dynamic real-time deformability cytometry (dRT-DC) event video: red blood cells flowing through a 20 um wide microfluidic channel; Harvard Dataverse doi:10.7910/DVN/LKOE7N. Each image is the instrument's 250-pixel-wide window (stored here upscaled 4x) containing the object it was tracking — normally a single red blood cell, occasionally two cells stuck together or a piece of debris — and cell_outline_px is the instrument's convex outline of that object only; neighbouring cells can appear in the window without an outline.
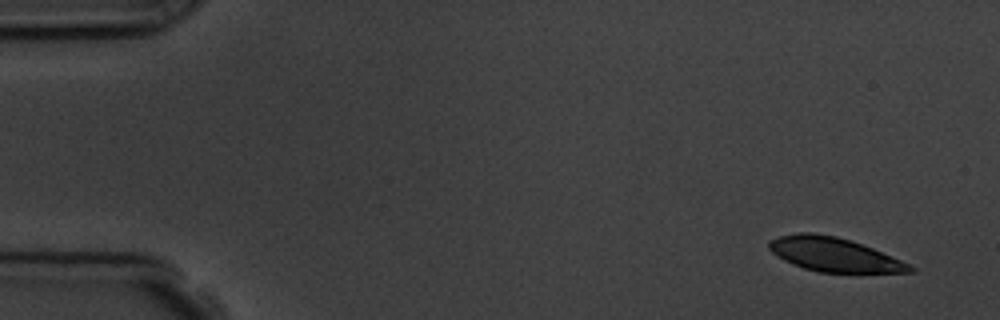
{"species": "common noctule bat (a hibernating species)", "species_latin": "Nyctalus noctula", "temperature_condition": "room temperature", "stored_images_in_passage": 5, "segment_of_instrument_passage": [2, 2], "camera_frame_rate_fps": 3000, "um_per_image_px": 0.085, "animal": {"sex": "male", "body_mass_g": 19.5, "forearm_length_mm": 54.6}, "frame": {"image": 1, "passage_image": 5, "time_ms": 5.333, "image_size_px": [1000, 320], "cell_outline_px": [[916, 268], [912, 272], [820, 272], [804, 268], [792, 264], [784, 260], [772, 252], [768, 248], [768, 240], [780, 236], [796, 232], [812, 232], [836, 236], [872, 248], [900, 260]], "centroid_in_image_um": [70.83, 21.62], "position_along_channel_um": 14.2, "area_um2": 27.51}}